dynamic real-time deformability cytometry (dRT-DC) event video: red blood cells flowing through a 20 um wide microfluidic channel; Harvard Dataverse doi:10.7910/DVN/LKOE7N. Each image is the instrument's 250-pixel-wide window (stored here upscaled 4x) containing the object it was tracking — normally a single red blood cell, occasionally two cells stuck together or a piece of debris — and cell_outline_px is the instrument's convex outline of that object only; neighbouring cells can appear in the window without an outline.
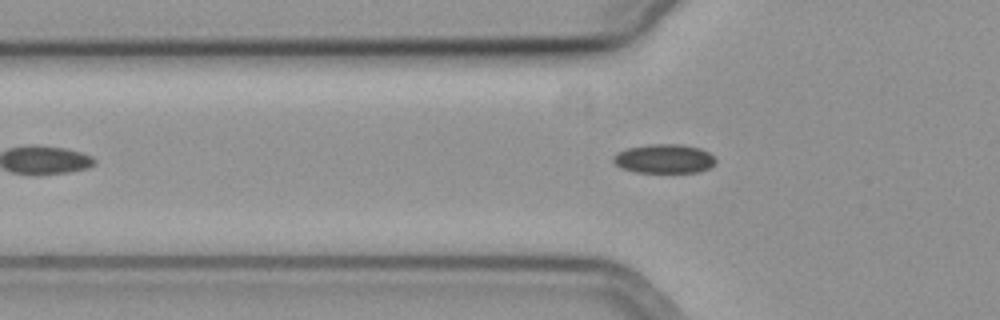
{"species": "common noctule bat (a hibernating species)", "species_latin": "Nyctalus noctula", "temperature_condition": "cold", "stored_images_in_passage": 35, "camera_frame_rate_fps": 3000, "um_per_image_px": 0.085, "animal": {"sex": "female", "body_mass_g": 19.3, "forearm_length_mm": 54.1}, "frame": {"image": 1, "passage_image": 2, "time_ms": 0.333, "image_size_px": [1000, 320], "cell_outline_px": [[716, 164], [700, 172], [636, 172], [620, 168], [612, 160], [612, 156], [616, 152], [628, 148], [648, 144], [680, 144], [700, 148], [708, 152], [716, 160]], "centroid_in_image_um": [56.43, 13.49], "position_along_channel_um": 69.4, "area_um2": 17.46}}
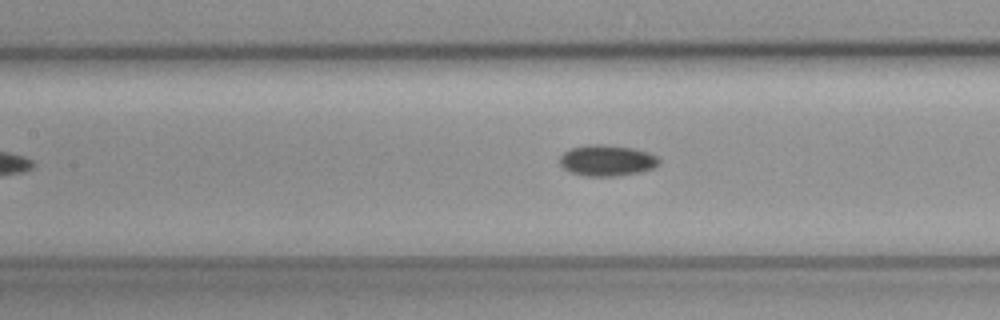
{"frame": {"image": 2, "passage_image": 9, "time_ms": 2.667, "image_size_px": [1000, 320], "cell_outline_px": [[660, 164], [652, 168], [640, 172], [616, 176], [588, 176], [572, 172], [564, 168], [560, 164], [560, 156], [564, 152], [572, 148], [588, 144], [600, 144], [632, 148], [648, 152], [656, 156], [660, 160]], "centroid_in_image_um": [51.6, 13.64], "position_along_channel_um": 155.8, "area_um2": 17.8}}
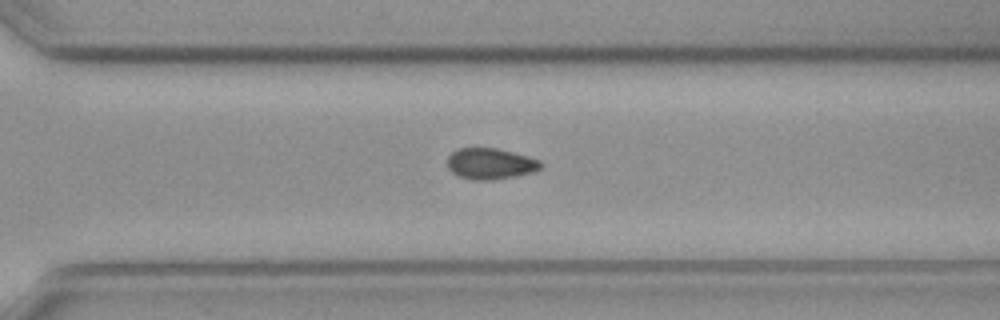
{"frame": {"image": 3, "passage_image": 23, "time_ms": 7.333, "image_size_px": [1000, 320], "cell_outline_px": [[544, 168], [532, 172], [492, 180], [472, 180], [460, 176], [452, 172], [448, 168], [448, 156], [452, 152], [460, 148], [496, 148], [528, 156], [540, 160], [544, 164]], "centroid_in_image_um": [41.71, 13.91], "position_along_channel_um": 328.9, "area_um2": 16.88}}